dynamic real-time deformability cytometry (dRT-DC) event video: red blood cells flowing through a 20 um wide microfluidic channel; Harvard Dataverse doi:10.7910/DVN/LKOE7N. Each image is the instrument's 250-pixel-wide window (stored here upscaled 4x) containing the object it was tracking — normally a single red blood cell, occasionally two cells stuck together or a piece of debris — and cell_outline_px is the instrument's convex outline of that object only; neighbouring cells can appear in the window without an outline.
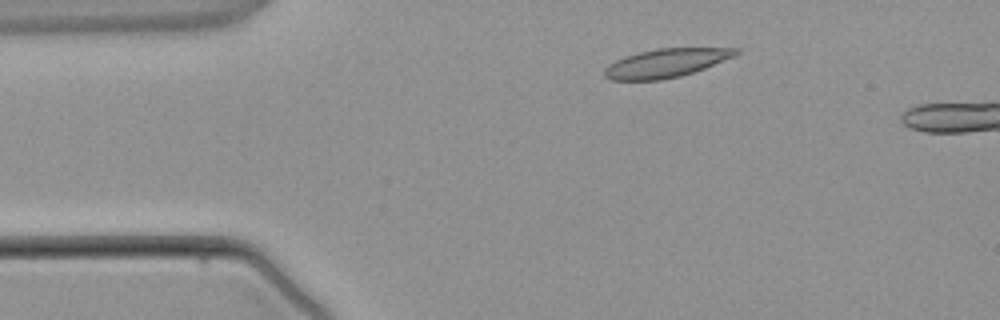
{"species": "common noctule bat (a hibernating species)", "species_latin": "Nyctalus noctula", "temperature_condition": "warm", "stored_images_in_passage": 4, "camera_frame_rate_fps": 3000, "um_per_image_px": 0.085, "animal": {"sex": "male", "body_mass_g": 21.5, "forearm_length_mm": 52.0}, "frame": {"image": 1, "passage_image": 2, "time_ms": 1.0, "image_size_px": [1000, 320], "cell_outline_px": [[740, 52], [732, 56], [704, 68], [680, 76], [660, 80], [612, 80], [604, 76], [604, 68], [608, 64], [624, 56], [656, 48], [740, 48]], "centroid_in_image_um": [56.55, 5.36], "position_along_channel_um": 28.4, "area_um2": 21.68}}